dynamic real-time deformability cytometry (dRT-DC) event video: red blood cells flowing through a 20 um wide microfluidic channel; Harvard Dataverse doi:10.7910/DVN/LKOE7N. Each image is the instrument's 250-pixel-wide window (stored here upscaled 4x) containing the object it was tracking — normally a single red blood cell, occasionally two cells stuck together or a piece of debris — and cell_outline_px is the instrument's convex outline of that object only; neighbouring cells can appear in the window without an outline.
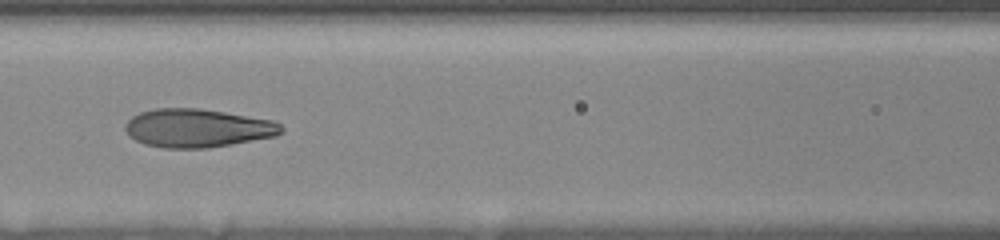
{"species": "human", "species_latin": "Homo sapiens", "temperature_condition": "room temperature", "stored_images_in_passage": 16, "camera_frame_rate_fps": 3000, "um_per_image_px": 0.085, "donor": {"sex": "female"}, "frame": {"image": 1, "passage_image": 12, "time_ms": 5.333, "image_size_px": [1000, 240], "cell_outline_px": [[284, 132], [276, 136], [232, 144], [208, 148], [164, 148], [144, 144], [136, 140], [124, 128], [124, 124], [132, 116], [140, 112], [156, 108], [200, 108], [272, 120], [280, 124], [284, 128]], "centroid_in_image_um": [16.8, 10.89], "position_along_channel_um": 149.8, "area_um2": 34.97}}
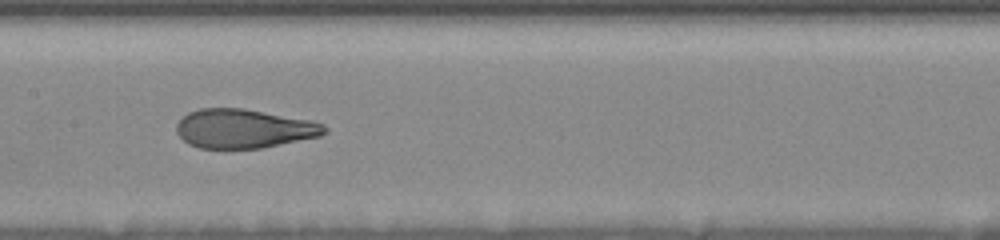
{"frame": {"image": 2, "passage_image": 14, "time_ms": 6.333, "image_size_px": [1000, 240], "cell_outline_px": [[328, 132], [320, 136], [260, 148], [200, 148], [188, 144], [176, 132], [176, 124], [188, 112], [200, 108], [244, 108], [312, 120], [324, 124], [328, 128]], "centroid_in_image_um": [20.75, 10.92], "position_along_channel_um": 186.7, "area_um2": 33.76}}